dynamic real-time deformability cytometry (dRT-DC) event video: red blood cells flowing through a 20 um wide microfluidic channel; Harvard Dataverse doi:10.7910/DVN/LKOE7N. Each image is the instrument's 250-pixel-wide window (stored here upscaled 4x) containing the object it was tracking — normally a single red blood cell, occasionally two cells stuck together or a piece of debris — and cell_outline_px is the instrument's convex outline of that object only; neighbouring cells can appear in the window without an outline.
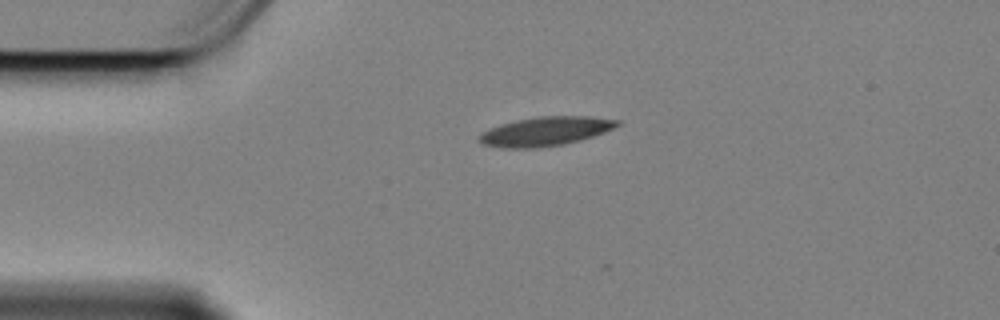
{"species": "Egyptian fruit bat (a non-hibernating species)", "species_latin": "Rousettus aegyptiacus", "temperature_condition": "cold", "stored_images_in_passage": 38, "camera_frame_rate_fps": 3000, "um_per_image_px": 0.085, "animal": {"sex": "female"}, "frame": {"image": 1, "passage_image": 1, "time_ms": 0.0, "image_size_px": [1000, 320], "cell_outline_px": [[620, 124], [604, 132], [580, 140], [564, 144], [536, 148], [500, 148], [484, 144], [476, 140], [488, 128], [500, 124], [516, 120], [540, 116], [588, 116], [620, 120]], "centroid_in_image_um": [46.34, 11.16], "position_along_channel_um": 38.7, "area_um2": 23.29}}
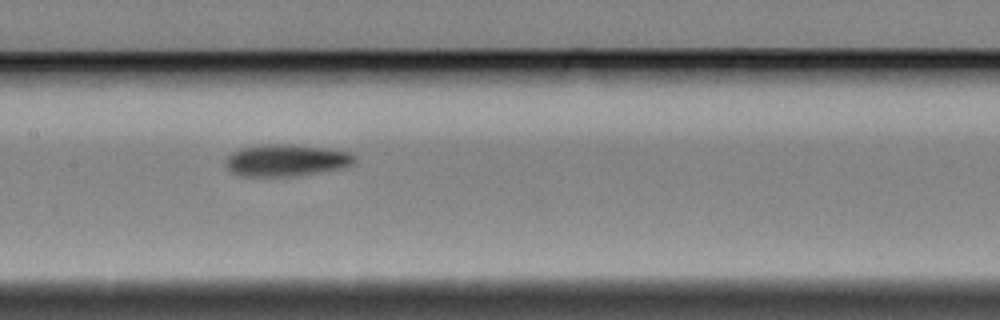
{"frame": {"image": 2, "passage_image": 16, "time_ms": 5.0, "image_size_px": [1000, 320], "cell_outline_px": [[356, 160], [352, 164], [340, 168], [292, 176], [240, 176], [232, 172], [224, 164], [224, 160], [232, 152], [240, 148], [264, 144], [292, 144], [328, 148], [352, 152], [356, 156]], "centroid_in_image_um": [24.31, 13.61], "position_along_channel_um": 183.1, "area_um2": 24.04}}
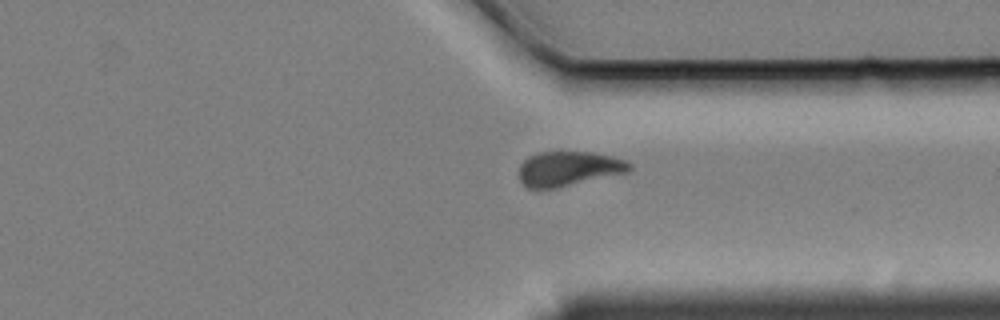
{"frame": {"image": 3, "passage_image": 32, "time_ms": 10.333, "image_size_px": [1000, 320], "cell_outline_px": [[632, 168], [628, 172], [556, 188], [528, 188], [520, 180], [520, 164], [528, 156], [540, 152], [592, 152], [612, 156], [628, 160], [632, 164]], "centroid_in_image_um": [48.37, 14.32], "position_along_channel_um": 363.0, "area_um2": 22.31}, "authors_computed_cell_mechanics": {"area_um2": 23.3512, "velocity_mm_per_s": 3.3806, "shape_relaxation_time_tau1_ms": 5.1606, "shape_relaxation_time_tau2_ms": 7.648, "deformation_change_tau1": 0.1684, "deformation_change_tau2": 0.1198}}